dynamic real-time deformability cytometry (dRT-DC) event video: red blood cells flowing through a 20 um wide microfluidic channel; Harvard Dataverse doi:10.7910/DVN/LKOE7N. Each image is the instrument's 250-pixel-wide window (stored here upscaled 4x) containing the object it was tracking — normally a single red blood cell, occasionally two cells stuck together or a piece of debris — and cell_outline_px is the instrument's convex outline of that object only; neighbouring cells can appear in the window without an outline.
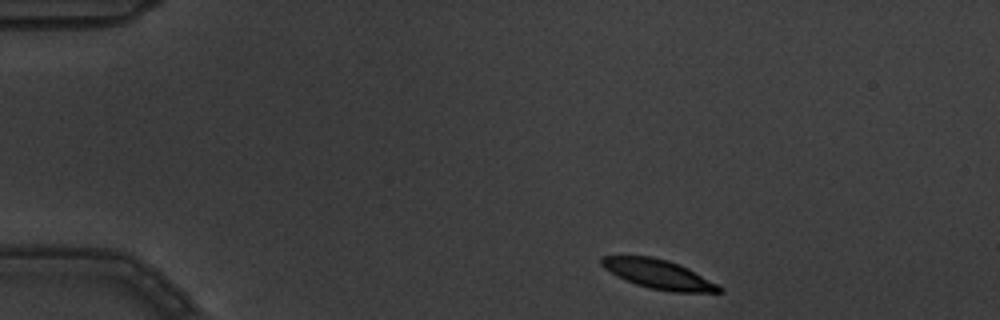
{"species": "common noctule bat (a hibernating species)", "species_latin": "Nyctalus noctula", "temperature_condition": "warm", "stored_images_in_passage": 3, "camera_frame_rate_fps": 3000, "um_per_image_px": 0.085, "animal": {"sex": "male", "body_mass_g": 19.5, "forearm_length_mm": 54.6}, "frame": {"image": 1, "passage_image": 1, "time_ms": 0.0, "image_size_px": [1000, 320], "cell_outline_px": [[724, 292], [672, 292], [648, 288], [636, 284], [616, 276], [604, 268], [600, 264], [600, 256], [652, 256], [668, 260], [688, 268], [720, 284], [724, 288]], "centroid_in_image_um": [56.0, 23.31], "position_along_channel_um": 29.0, "area_um2": 20.29}}